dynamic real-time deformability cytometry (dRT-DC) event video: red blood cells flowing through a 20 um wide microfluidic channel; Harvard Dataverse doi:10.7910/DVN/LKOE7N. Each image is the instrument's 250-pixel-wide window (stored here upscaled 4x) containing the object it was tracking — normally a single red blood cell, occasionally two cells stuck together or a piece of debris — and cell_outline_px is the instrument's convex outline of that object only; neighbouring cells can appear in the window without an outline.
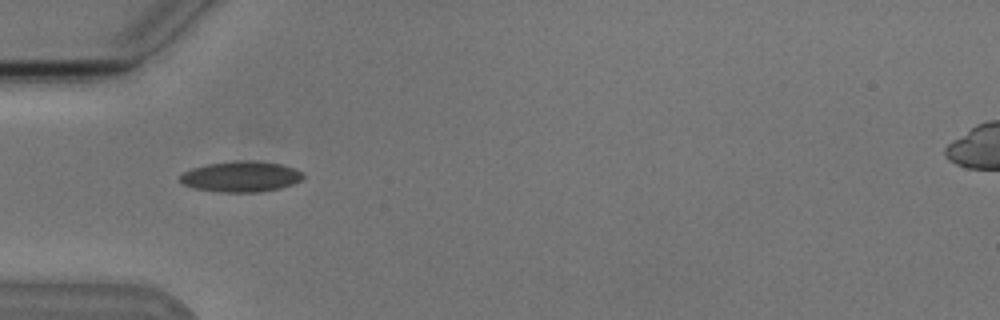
{"species": "Egyptian fruit bat (a non-hibernating species)", "species_latin": "Rousettus aegyptiacus", "temperature_condition": "cold", "stored_images_in_passage": 6, "camera_frame_rate_fps": 3000, "um_per_image_px": 0.085, "animal": {"sex": "male"}, "frame": {"image": 1, "passage_image": 1, "time_ms": 0.0, "image_size_px": [1000, 320], "cell_outline_px": [[304, 176], [300, 180], [292, 184], [280, 188], [260, 192], [220, 192], [192, 188], [184, 184], [180, 180], [180, 176], [184, 172], [192, 168], [208, 164], [236, 160], [256, 160], [280, 164], [304, 172]], "centroid_in_image_um": [20.48, 15.0], "position_along_channel_um": 64.5, "area_um2": 22.02}}
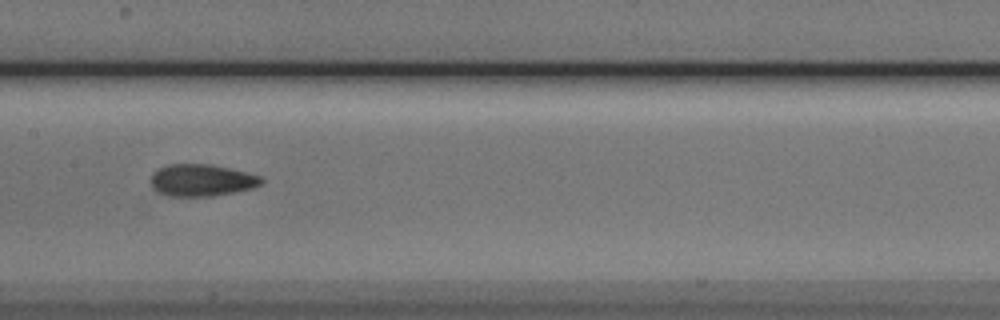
{"frame": {"image": 2, "passage_image": 4, "time_ms": 3.333, "image_size_px": [1000, 320], "cell_outline_px": [[264, 184], [252, 188], [212, 196], [168, 196], [156, 192], [152, 188], [152, 172], [168, 164], [212, 164], [260, 176], [264, 180]], "centroid_in_image_um": [17.12, 15.32], "position_along_channel_um": 190.3, "area_um2": 20.58}}
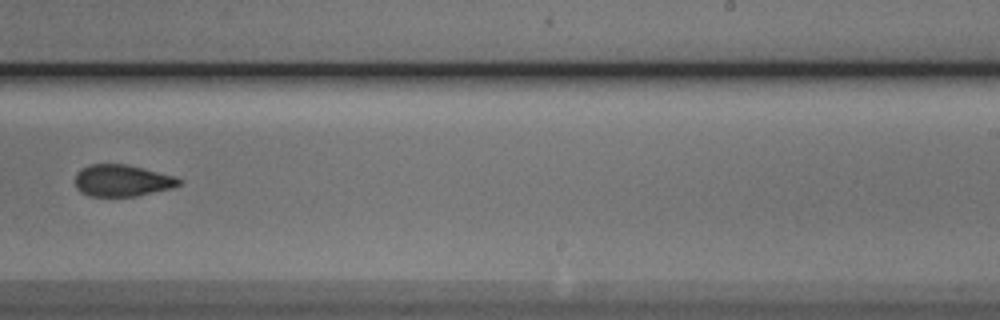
{"frame": {"image": 3, "passage_image": 6, "time_ms": 5.667, "image_size_px": [1000, 320], "cell_outline_px": [[184, 180], [180, 184], [172, 188], [136, 196], [88, 196], [80, 192], [76, 188], [76, 172], [80, 168], [88, 164], [124, 164], [176, 176]], "centroid_in_image_um": [10.37, 15.35], "position_along_channel_um": 278.6, "area_um2": 19.31}}